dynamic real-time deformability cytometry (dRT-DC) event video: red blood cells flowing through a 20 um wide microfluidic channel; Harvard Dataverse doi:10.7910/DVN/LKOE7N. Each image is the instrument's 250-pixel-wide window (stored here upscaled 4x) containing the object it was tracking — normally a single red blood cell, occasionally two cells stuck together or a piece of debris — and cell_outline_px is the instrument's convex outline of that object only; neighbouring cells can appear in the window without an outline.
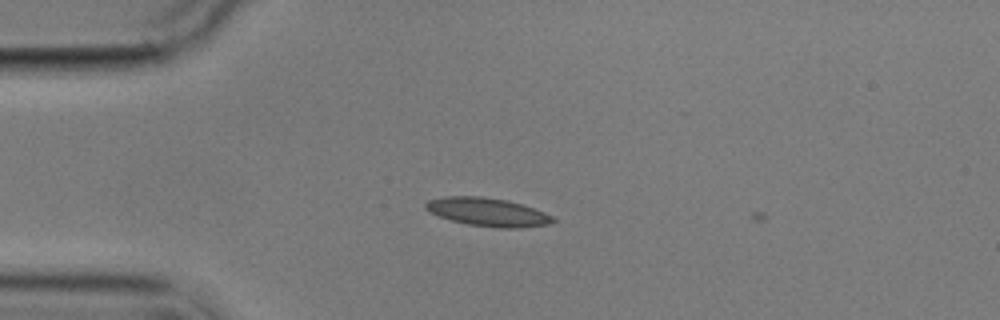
{"species": "common noctule bat (a hibernating species)", "species_latin": "Nyctalus noctula", "temperature_condition": "cold", "stored_images_in_passage": 3, "camera_frame_rate_fps": 3000, "um_per_image_px": 0.085, "animal": {"sex": "male", "body_mass_g": 17.9}, "frame": {"image": 1, "passage_image": 2, "time_ms": 1.0, "image_size_px": [1000, 320], "cell_outline_px": [[556, 220], [548, 224], [516, 228], [496, 228], [468, 224], [452, 220], [428, 212], [424, 208], [424, 204], [428, 200], [444, 196], [480, 196], [508, 200], [544, 212], [552, 216]], "centroid_in_image_um": [41.4, 18.02], "position_along_channel_um": 43.6, "area_um2": 20.92}}